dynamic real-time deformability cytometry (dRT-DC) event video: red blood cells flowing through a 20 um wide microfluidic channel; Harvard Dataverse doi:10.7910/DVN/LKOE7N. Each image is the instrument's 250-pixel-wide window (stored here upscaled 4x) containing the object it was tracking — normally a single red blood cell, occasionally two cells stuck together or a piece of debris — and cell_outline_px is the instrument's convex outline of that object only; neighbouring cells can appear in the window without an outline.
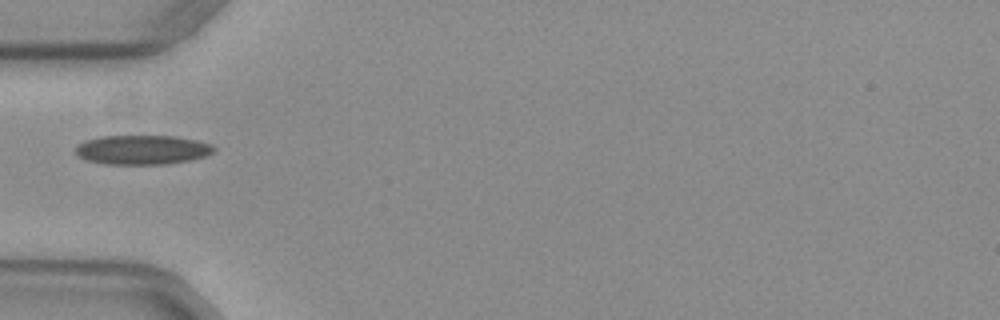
{"species": "common noctule bat (a hibernating species)", "species_latin": "Nyctalus noctula", "temperature_condition": "warm", "stored_images_in_passage": 36, "camera_frame_rate_fps": 3000, "um_per_image_px": 0.085, "animal": {"sex": "female", "body_mass_g": 29.2, "forearm_length_mm": 56.3}, "frame": {"image": 1, "passage_image": 1, "time_ms": 0.0, "image_size_px": [1000, 320], "cell_outline_px": [[216, 152], [204, 156], [188, 160], [164, 164], [108, 164], [88, 160], [76, 156], [76, 144], [84, 140], [100, 136], [176, 136], [196, 140], [212, 144], [216, 148]], "centroid_in_image_um": [12.08, 12.72], "position_along_channel_um": 72.9, "area_um2": 23.76}}
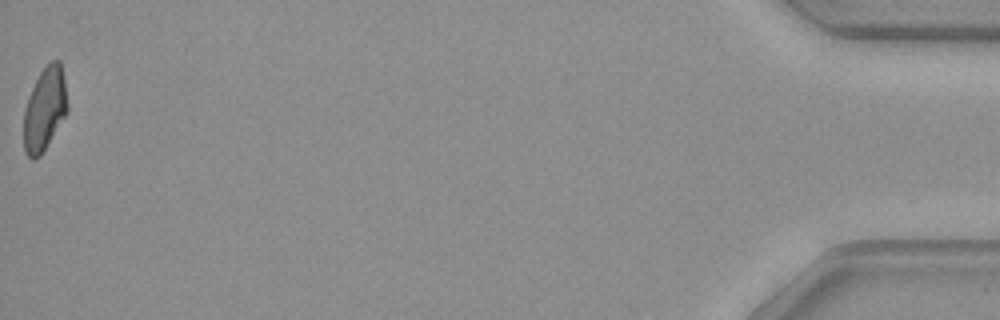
{"frame": {"image": 2, "passage_image": 36, "time_ms": 11.667, "image_size_px": [1000, 320], "cell_outline_px": [[68, 112], [40, 156], [32, 160], [28, 156], [24, 148], [24, 112], [28, 96], [40, 72], [52, 60], [60, 60], [64, 80], [68, 104]], "centroid_in_image_um": [3.8, 9.28], "position_along_channel_um": 431.4, "area_um2": 21.04}}